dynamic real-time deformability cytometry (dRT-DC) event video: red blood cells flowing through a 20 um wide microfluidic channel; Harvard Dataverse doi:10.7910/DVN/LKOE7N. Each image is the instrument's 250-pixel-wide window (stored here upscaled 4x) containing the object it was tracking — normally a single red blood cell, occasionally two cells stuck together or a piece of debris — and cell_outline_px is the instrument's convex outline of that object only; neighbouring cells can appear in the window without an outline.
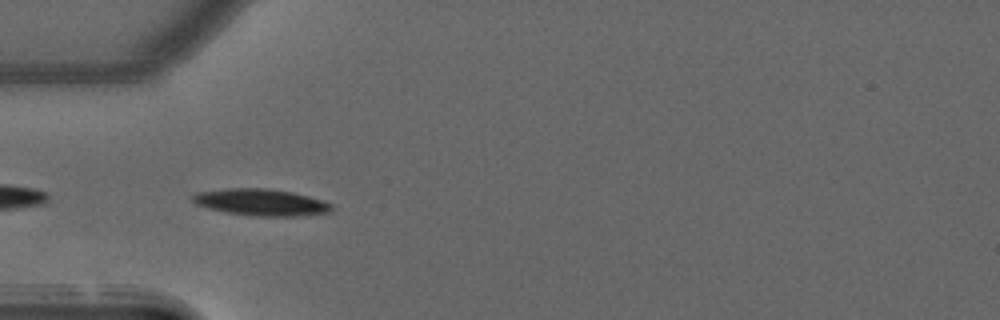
{"species": "common noctule bat (a hibernating species)", "species_latin": "Nyctalus noctula", "temperature_condition": "warm", "stored_images_in_passage": 26, "camera_frame_rate_fps": 3000, "um_per_image_px": 0.085, "animal": {"sex": "male", "forearm_length_mm": 52.5}, "frame": {"image": 1, "passage_image": 5, "time_ms": 1.333, "image_size_px": [1000, 320], "cell_outline_px": [[332, 208], [328, 212], [296, 216], [256, 216], [228, 212], [208, 208], [196, 204], [192, 200], [192, 196], [196, 192], [228, 188], [268, 188], [292, 192], [324, 200], [332, 204]], "centroid_in_image_um": [22.18, 17.18], "position_along_channel_um": 62.8, "area_um2": 21.5}}
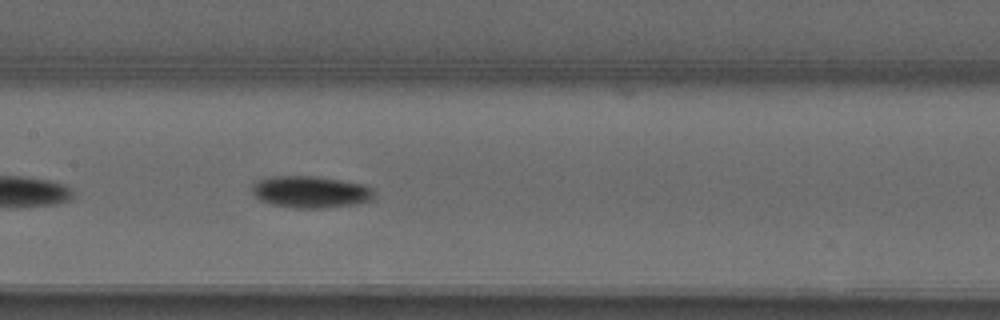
{"frame": {"image": 2, "passage_image": 14, "time_ms": 4.333, "image_size_px": [1000, 320], "cell_outline_px": [[376, 192], [372, 200], [356, 204], [320, 208], [296, 208], [272, 204], [260, 200], [252, 192], [252, 184], [256, 180], [272, 176], [316, 176], [364, 184], [372, 188]], "centroid_in_image_um": [26.41, 16.3], "position_along_channel_um": 181.0, "area_um2": 22.77}}
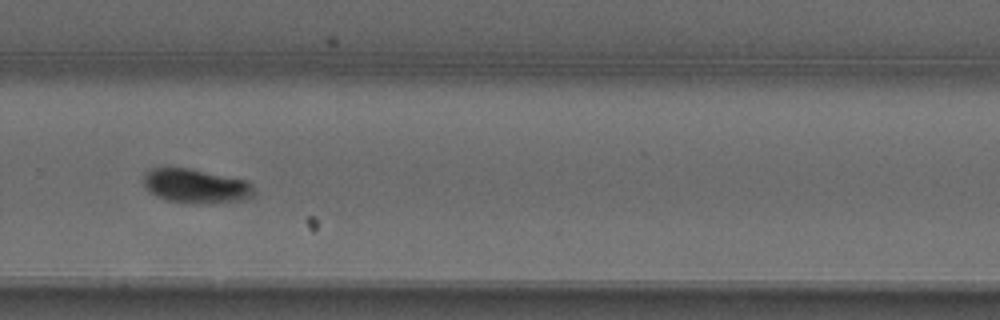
{"frame": {"image": 3, "passage_image": 24, "time_ms": 7.667, "image_size_px": [1000, 320], "cell_outline_px": [[256, 192], [252, 196], [208, 204], [184, 204], [168, 200], [156, 196], [144, 184], [144, 172], [152, 168], [192, 168], [248, 180], [252, 184]], "centroid_in_image_um": [16.65, 15.8], "position_along_channel_um": 313.2, "area_um2": 22.08}}